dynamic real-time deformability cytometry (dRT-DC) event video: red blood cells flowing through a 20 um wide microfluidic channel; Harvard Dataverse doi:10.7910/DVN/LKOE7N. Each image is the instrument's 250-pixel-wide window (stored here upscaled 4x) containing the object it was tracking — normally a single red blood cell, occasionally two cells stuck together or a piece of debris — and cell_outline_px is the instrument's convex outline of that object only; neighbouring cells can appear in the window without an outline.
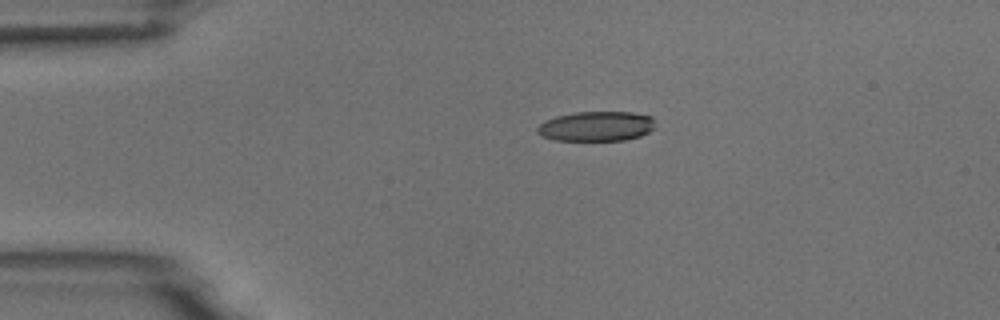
{"species": "common noctule bat (a hibernating species)", "species_latin": "Nyctalus noctula", "temperature_condition": "room temperature", "stored_images_in_passage": 2, "camera_frame_rate_fps": 3000, "um_per_image_px": 0.085, "animal": {"sex": "male", "body_mass_g": 18.8}, "frame": {"image": 1, "passage_image": 1, "time_ms": 0.0, "image_size_px": [1000, 320], "cell_outline_px": [[652, 128], [648, 132], [640, 136], [624, 140], [556, 140], [544, 136], [536, 132], [536, 128], [544, 120], [556, 116], [576, 112], [632, 112], [652, 116]], "centroid_in_image_um": [50.65, 10.72], "position_along_channel_um": 34.3, "area_um2": 20.29}}